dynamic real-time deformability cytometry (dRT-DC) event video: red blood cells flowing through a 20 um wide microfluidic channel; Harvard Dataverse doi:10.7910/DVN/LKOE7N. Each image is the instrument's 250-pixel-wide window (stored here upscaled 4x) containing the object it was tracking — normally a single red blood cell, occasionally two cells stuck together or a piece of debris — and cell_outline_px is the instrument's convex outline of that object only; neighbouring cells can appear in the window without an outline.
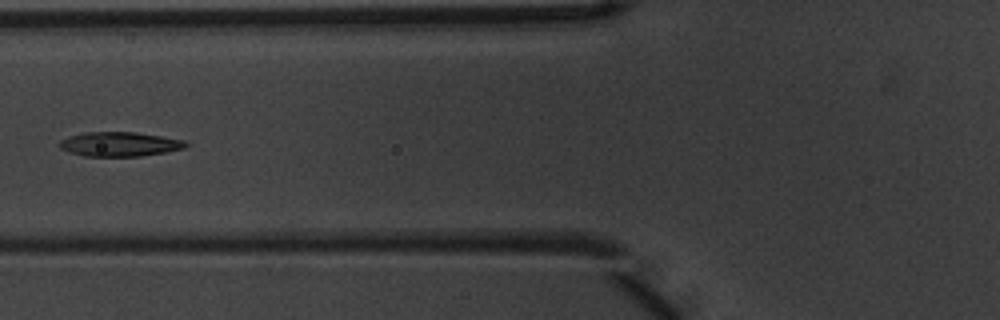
{"species": "common noctule bat (a hibernating species)", "species_latin": "Nyctalus noctula", "temperature_condition": "warm", "stored_images_in_passage": 6, "camera_frame_rate_fps": 3000, "um_per_image_px": 0.085, "animal": {"sex": "male", "body_mass_g": 20.1, "forearm_length_mm": 53.5}, "frame": {"image": 1, "passage_image": 5, "time_ms": 1.333, "image_size_px": [1000, 320], "cell_outline_px": [[188, 144], [184, 148], [164, 152], [140, 156], [84, 156], [68, 152], [60, 148], [56, 144], [60, 140], [68, 136], [84, 132], [136, 132], [184, 140]], "centroid_in_image_um": [10.09, 12.25], "position_along_channel_um": 115.7, "area_um2": 17.98}}
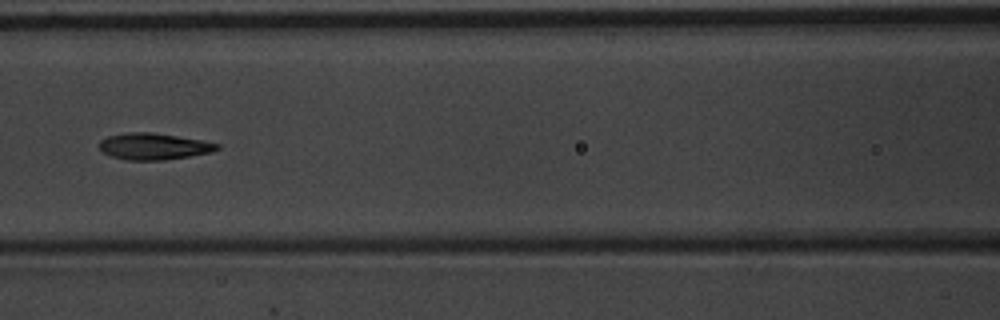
{"frame": {"image": 2, "passage_image": 6, "time_ms": 1.667, "image_size_px": [1000, 320], "cell_outline_px": [[220, 148], [212, 152], [164, 160], [124, 160], [112, 156], [104, 152], [96, 144], [100, 140], [108, 136], [128, 132], [152, 132], [200, 140], [220, 144]], "centroid_in_image_um": [13.03, 12.44], "position_along_channel_um": 153.6, "area_um2": 18.15}}